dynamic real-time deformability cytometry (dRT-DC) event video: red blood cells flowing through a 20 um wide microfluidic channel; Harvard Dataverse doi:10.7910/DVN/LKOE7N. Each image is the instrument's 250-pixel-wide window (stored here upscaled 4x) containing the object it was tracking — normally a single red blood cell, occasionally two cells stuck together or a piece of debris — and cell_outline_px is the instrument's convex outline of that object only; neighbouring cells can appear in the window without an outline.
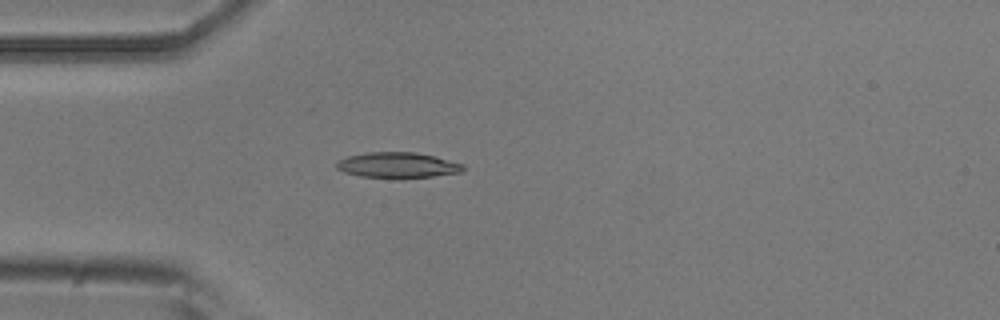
{"species": "common noctule bat (a hibernating species)", "species_latin": "Nyctalus noctula", "temperature_condition": "room temperature", "stored_images_in_passage": 3, "camera_frame_rate_fps": 3000, "um_per_image_px": 0.085, "animal": {"sex": "male", "body_mass_g": 20.5, "forearm_length_mm": 52.5}, "frame": {"image": 1, "passage_image": 3, "time_ms": 0.667, "image_size_px": [1000, 320], "cell_outline_px": [[464, 172], [432, 176], [396, 180], [360, 176], [344, 172], [336, 168], [336, 160], [348, 156], [368, 152], [416, 152], [464, 164]], "centroid_in_image_um": [33.77, 14.06], "position_along_channel_um": 51.2, "area_um2": 19.31}}